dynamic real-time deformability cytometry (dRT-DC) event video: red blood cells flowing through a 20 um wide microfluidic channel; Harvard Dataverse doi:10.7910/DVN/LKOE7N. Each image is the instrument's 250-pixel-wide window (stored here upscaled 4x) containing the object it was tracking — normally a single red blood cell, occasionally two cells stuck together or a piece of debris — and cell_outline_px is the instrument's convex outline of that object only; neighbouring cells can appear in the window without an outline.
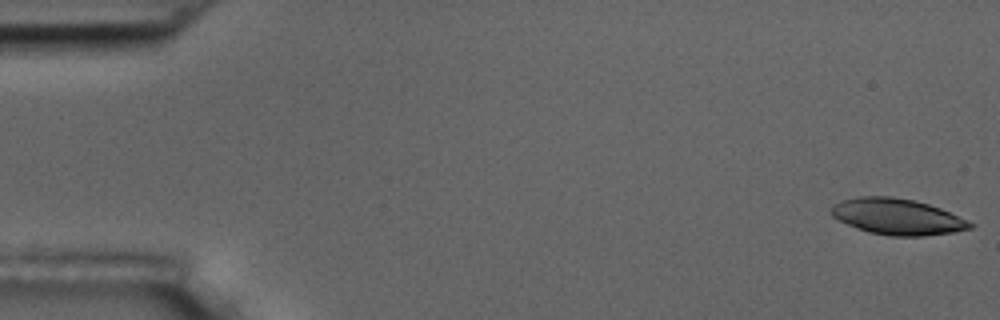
{"species": "common noctule bat (a hibernating species)", "species_latin": "Nyctalus noctula", "temperature_condition": "room temperature", "stored_images_in_passage": 5, "camera_frame_rate_fps": 3000, "um_per_image_px": 0.085, "animal": {"sex": "male", "body_mass_g": 17.5, "forearm_length_mm": 52.3}, "frame": {"image": 1, "passage_image": 1, "time_ms": 0.0, "image_size_px": [1000, 320], "cell_outline_px": [[976, 224], [972, 228], [956, 232], [924, 236], [888, 236], [868, 232], [856, 228], [832, 216], [828, 212], [832, 204], [840, 200], [860, 196], [892, 196], [912, 200], [928, 204], [940, 208], [968, 220]], "centroid_in_image_um": [76.26, 18.42], "position_along_channel_um": 8.7, "area_um2": 29.48}}
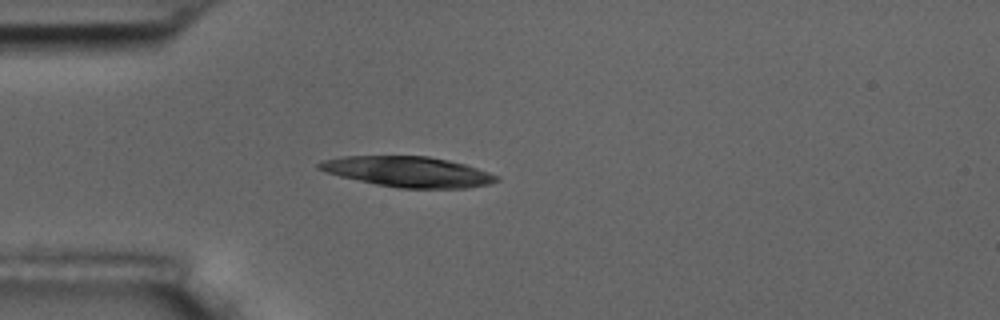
{"frame": {"image": 2, "passage_image": 5, "time_ms": 4.667, "image_size_px": [1000, 320], "cell_outline_px": [[500, 180], [488, 184], [468, 188], [400, 188], [376, 184], [340, 176], [316, 168], [316, 164], [320, 160], [340, 156], [428, 156], [448, 160], [464, 164], [500, 176]], "centroid_in_image_um": [34.66, 14.59], "position_along_channel_um": 50.3, "area_um2": 31.44}}